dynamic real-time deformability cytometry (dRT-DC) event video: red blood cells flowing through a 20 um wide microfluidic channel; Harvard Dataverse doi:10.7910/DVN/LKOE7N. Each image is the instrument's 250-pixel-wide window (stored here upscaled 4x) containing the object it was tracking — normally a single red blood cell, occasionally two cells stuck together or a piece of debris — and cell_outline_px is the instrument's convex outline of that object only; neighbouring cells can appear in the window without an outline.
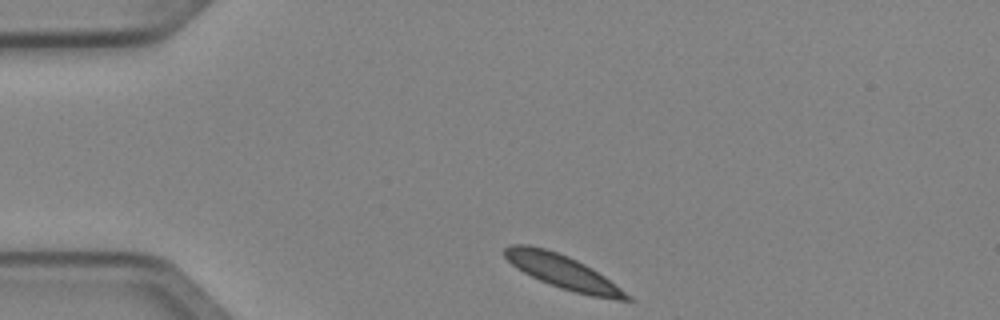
{"species": "Egyptian fruit bat (a non-hibernating species)", "species_latin": "Rousettus aegyptiacus", "temperature_condition": "cold", "stored_images_in_passage": 4, "camera_frame_rate_fps": 3000, "um_per_image_px": 0.085, "animal": {"sex": "female"}, "frame": {"image": 1, "passage_image": 1, "time_ms": 0.0, "image_size_px": [1000, 320], "cell_outline_px": [[636, 300], [616, 300], [592, 296], [560, 288], [540, 280], [516, 268], [504, 256], [504, 248], [508, 244], [528, 244], [544, 248], [568, 256], [592, 268], [604, 276], [632, 296]], "centroid_in_image_um": [47.84, 23.1], "position_along_channel_um": 37.2, "area_um2": 23.81}}
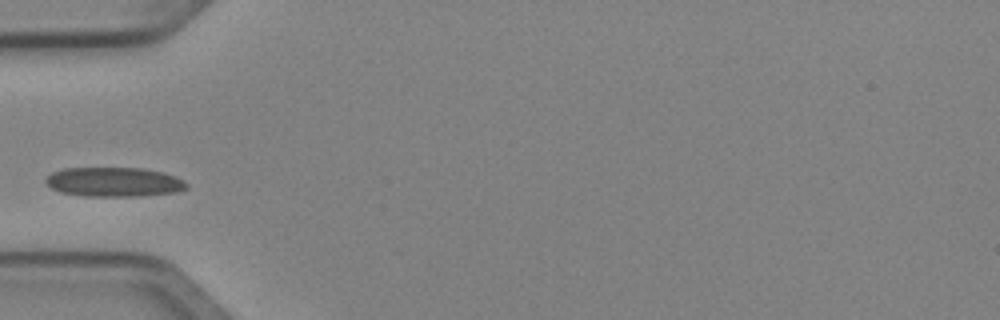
{"frame": {"image": 2, "passage_image": 3, "time_ms": 0.667, "image_size_px": [1000, 320], "cell_outline_px": [[188, 188], [176, 192], [140, 196], [84, 196], [60, 192], [44, 184], [44, 176], [52, 172], [64, 168], [144, 168], [164, 172], [176, 176], [184, 180], [188, 184]], "centroid_in_image_um": [9.67, 15.46], "position_along_channel_um": 75.3, "area_um2": 24.51}}
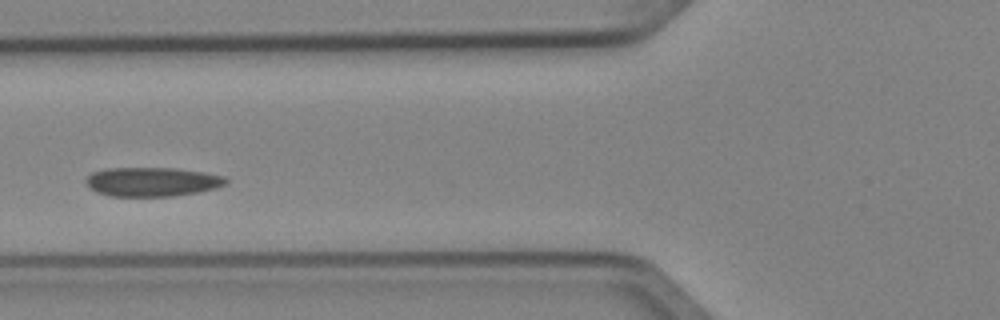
{"frame": {"image": 3, "passage_image": 4, "time_ms": 1.0, "image_size_px": [1000, 320], "cell_outline_px": [[228, 184], [216, 188], [200, 192], [172, 196], [108, 196], [96, 192], [88, 188], [84, 180], [92, 172], [108, 168], [176, 168], [204, 172], [224, 176], [228, 180]], "centroid_in_image_um": [12.93, 15.45], "position_along_channel_um": 112.9, "area_um2": 24.04}}